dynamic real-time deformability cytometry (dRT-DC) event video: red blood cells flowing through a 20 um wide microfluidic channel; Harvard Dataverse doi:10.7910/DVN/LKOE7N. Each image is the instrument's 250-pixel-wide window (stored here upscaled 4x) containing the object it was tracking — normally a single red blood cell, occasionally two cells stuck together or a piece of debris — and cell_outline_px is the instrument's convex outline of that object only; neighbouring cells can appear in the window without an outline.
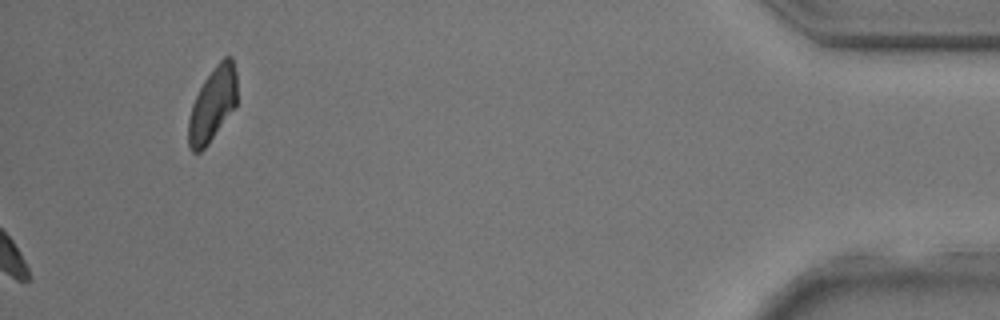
{"species": "common noctule bat (a hibernating species)", "species_latin": "Nyctalus noctula", "temperature_condition": "room temperature", "stored_images_in_passage": 31, "camera_frame_rate_fps": 3000, "um_per_image_px": 0.085, "animal": {"sex": "male", "body_mass_g": 17.9, "forearm_length_mm": 54.2}, "frame": {"image": 1, "passage_image": 31, "time_ms": 10.0, "image_size_px": [1000, 320], "cell_outline_px": [[236, 104], [208, 144], [200, 152], [192, 152], [188, 148], [188, 120], [192, 104], [204, 80], [216, 64], [224, 56], [232, 56], [236, 72]], "centroid_in_image_um": [18.05, 8.87], "position_along_channel_um": 417.2, "area_um2": 20.75}}